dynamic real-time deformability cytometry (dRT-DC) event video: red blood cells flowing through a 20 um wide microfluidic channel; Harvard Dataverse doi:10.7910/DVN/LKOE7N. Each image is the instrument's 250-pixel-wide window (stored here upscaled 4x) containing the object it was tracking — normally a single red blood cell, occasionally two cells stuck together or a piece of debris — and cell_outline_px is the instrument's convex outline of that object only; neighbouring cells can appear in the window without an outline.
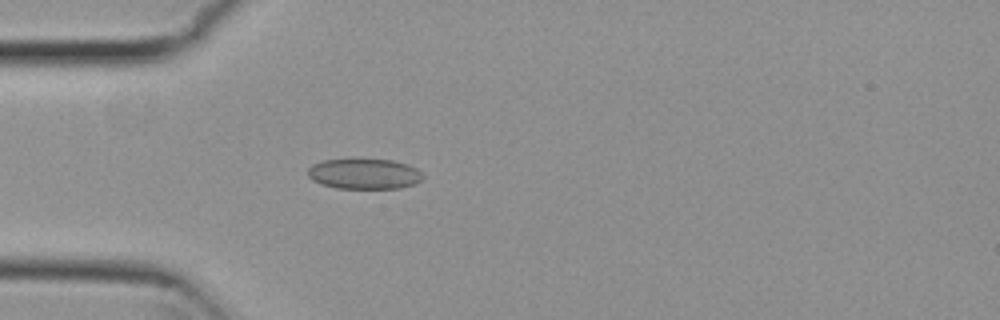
{"species": "common noctule bat (a hibernating species)", "species_latin": "Nyctalus noctula", "temperature_condition": "cold", "stored_images_in_passage": 10, "camera_frame_rate_fps": 3000, "um_per_image_px": 0.085, "animal": {"sex": "female", "body_mass_g": 29.2, "forearm_length_mm": 56.3}, "frame": {"image": 1, "passage_image": 3, "time_ms": 0.667, "image_size_px": [1000, 320], "cell_outline_px": [[424, 176], [420, 180], [412, 184], [400, 188], [336, 188], [320, 184], [312, 180], [308, 176], [308, 168], [312, 164], [324, 160], [392, 160], [408, 164], [416, 168]], "centroid_in_image_um": [30.93, 14.78], "position_along_channel_um": 54.1, "area_um2": 20.17}}
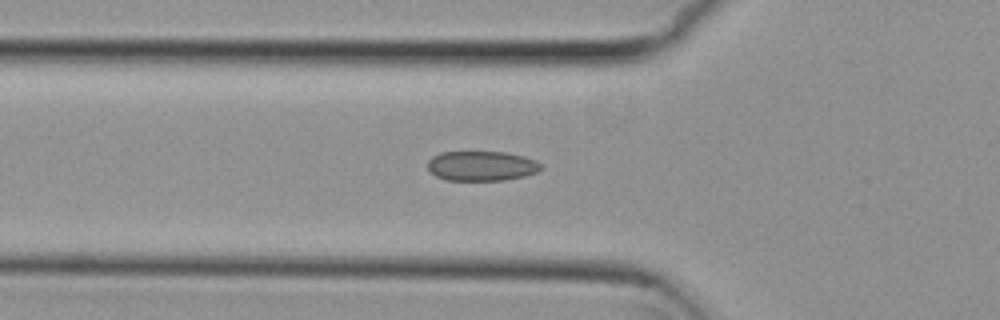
{"frame": {"image": 2, "passage_image": 6, "time_ms": 1.667, "image_size_px": [1000, 320], "cell_outline_px": [[540, 168], [536, 172], [524, 176], [504, 180], [444, 180], [428, 172], [428, 160], [432, 156], [440, 152], [504, 152], [524, 156], [536, 160], [540, 164]], "centroid_in_image_um": [40.88, 14.1], "position_along_channel_um": 84.9, "area_um2": 19.71}}
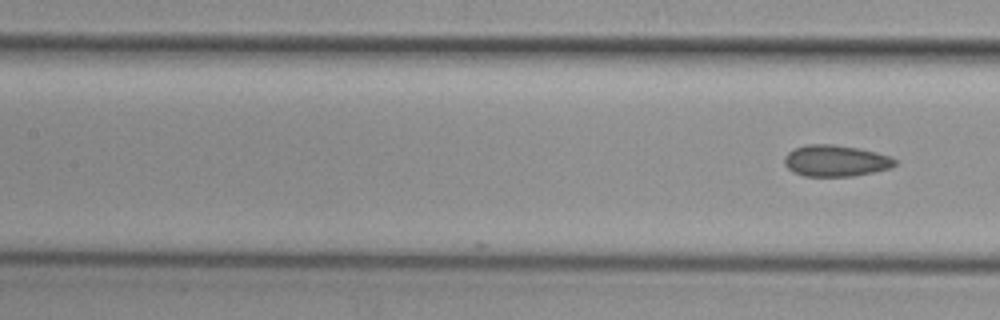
{"frame": {"image": 3, "passage_image": 10, "time_ms": 3.0, "image_size_px": [1000, 320], "cell_outline_px": [[896, 164], [888, 168], [872, 172], [852, 176], [804, 176], [792, 172], [784, 164], [784, 156], [792, 148], [808, 144], [832, 144], [856, 148], [876, 152], [888, 156], [896, 160]], "centroid_in_image_um": [70.96, 13.66], "position_along_channel_um": 136.4, "area_um2": 20.11}}